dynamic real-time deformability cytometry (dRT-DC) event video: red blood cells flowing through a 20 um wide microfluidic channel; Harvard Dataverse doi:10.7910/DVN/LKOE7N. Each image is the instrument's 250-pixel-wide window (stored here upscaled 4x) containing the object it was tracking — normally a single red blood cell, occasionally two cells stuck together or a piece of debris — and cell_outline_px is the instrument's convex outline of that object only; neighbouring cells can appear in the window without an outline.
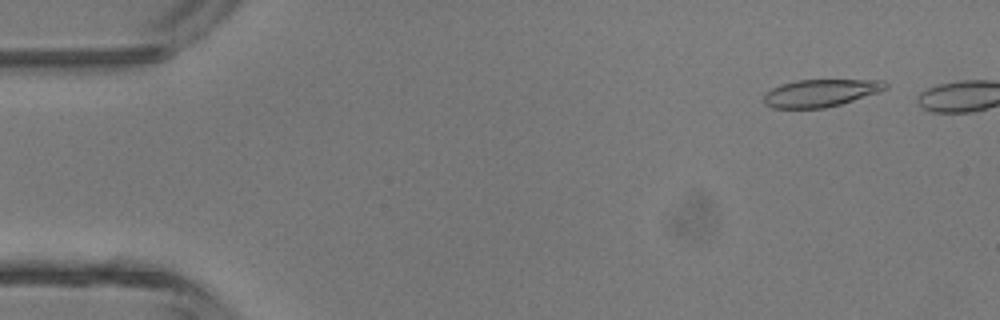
{"species": "common noctule bat (a hibernating species)", "species_latin": "Nyctalus noctula", "temperature_condition": "room temperature", "stored_images_in_passage": 2, "camera_frame_rate_fps": 3000, "um_per_image_px": 0.085, "animal": {"sex": "male", "body_mass_g": 13.3}, "frame": {"image": 1, "passage_image": 1, "time_ms": 0.0, "image_size_px": [1000, 320], "cell_outline_px": [[888, 88], [880, 92], [840, 104], [824, 108], [772, 108], [764, 104], [764, 96], [772, 88], [780, 84], [796, 80], [884, 80], [888, 84]], "centroid_in_image_um": [69.77, 7.9], "position_along_channel_um": 15.2, "area_um2": 19.48}}